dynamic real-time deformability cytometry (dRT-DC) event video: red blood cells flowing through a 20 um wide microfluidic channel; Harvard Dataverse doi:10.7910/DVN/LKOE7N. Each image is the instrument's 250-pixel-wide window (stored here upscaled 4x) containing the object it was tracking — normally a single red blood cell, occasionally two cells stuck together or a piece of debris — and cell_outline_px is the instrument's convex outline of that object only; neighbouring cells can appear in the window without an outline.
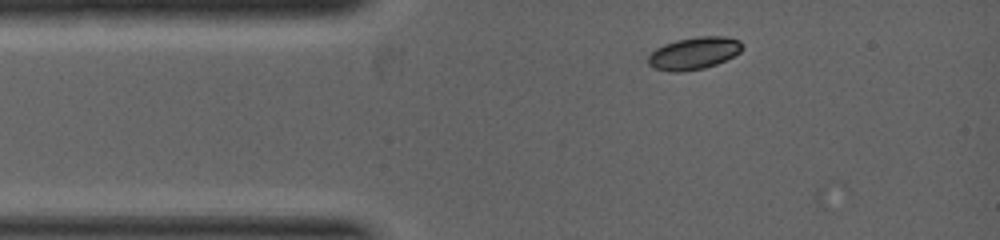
{"species": "common noctule bat (a hibernating species)", "species_latin": "Nyctalus noctula", "temperature_condition": "warm", "stored_images_in_passage": 2, "camera_frame_rate_fps": 5000, "um_per_image_px": 0.085, "animal": {"sex": "female", "body_mass_g": 19.0, "forearm_length_mm": 53.3}, "frame": {"image": 1, "passage_image": 1, "time_ms": 0.0, "image_size_px": [1000, 240], "cell_outline_px": [[744, 48], [740, 52], [716, 64], [704, 68], [680, 72], [668, 72], [652, 68], [648, 64], [648, 56], [656, 48], [664, 44], [676, 40], [700, 36], [724, 36], [740, 40], [744, 44]], "centroid_in_image_um": [58.98, 4.53], "position_along_channel_um": 26.0, "area_um2": 17.86}}